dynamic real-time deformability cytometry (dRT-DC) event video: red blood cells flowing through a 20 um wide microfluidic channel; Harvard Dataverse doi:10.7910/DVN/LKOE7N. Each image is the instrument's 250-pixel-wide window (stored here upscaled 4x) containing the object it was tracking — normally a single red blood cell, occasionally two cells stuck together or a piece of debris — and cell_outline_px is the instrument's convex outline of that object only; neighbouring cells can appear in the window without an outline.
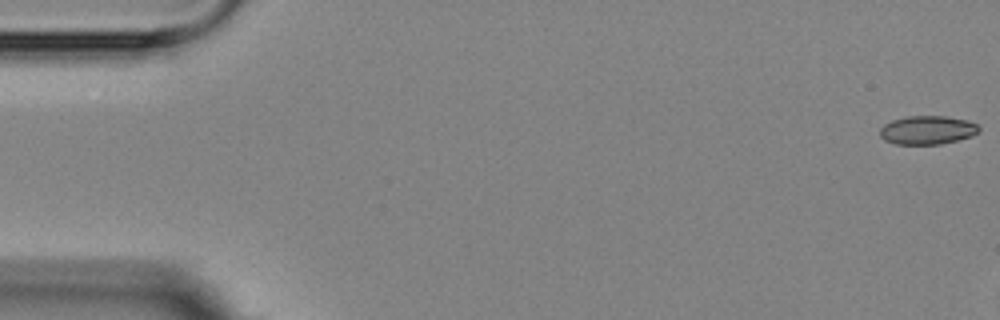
{"species": "Egyptian fruit bat (a non-hibernating species)", "species_latin": "Rousettus aegyptiacus", "temperature_condition": "room temperature", "stored_images_in_passage": 3, "camera_frame_rate_fps": 3000, "um_per_image_px": 0.085, "animal": {"sex": "female"}, "frame": {"image": 1, "passage_image": 1, "time_ms": 0.0, "image_size_px": [1000, 320], "cell_outline_px": [[980, 132], [972, 136], [940, 144], [896, 144], [884, 140], [880, 136], [880, 128], [884, 124], [892, 120], [908, 116], [944, 116], [968, 120], [976, 124], [980, 128]], "centroid_in_image_um": [78.83, 11.05], "position_along_channel_um": 6.2, "area_um2": 16.53}}